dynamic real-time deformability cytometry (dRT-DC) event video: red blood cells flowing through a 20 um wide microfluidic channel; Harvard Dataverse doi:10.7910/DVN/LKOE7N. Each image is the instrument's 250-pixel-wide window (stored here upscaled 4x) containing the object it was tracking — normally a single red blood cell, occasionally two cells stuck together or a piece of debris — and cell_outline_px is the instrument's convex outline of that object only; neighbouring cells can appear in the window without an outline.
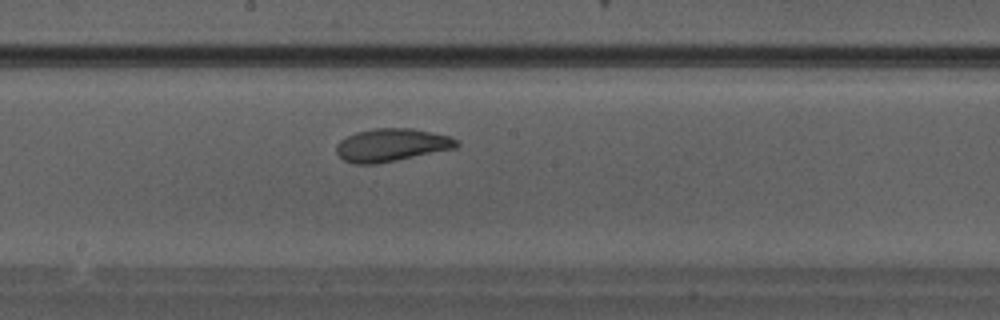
{"species": "Egyptian fruit bat (a non-hibernating species)", "species_latin": "Rousettus aegyptiacus", "temperature_condition": "warm", "stored_images_in_passage": 26, "camera_frame_rate_fps": 3000, "um_per_image_px": 0.085, "animal": {"sex": "male"}, "frame": {"image": 1, "passage_image": 12, "time_ms": 3.667, "image_size_px": [1000, 320], "cell_outline_px": [[460, 144], [456, 148], [376, 164], [352, 164], [344, 160], [336, 152], [336, 144], [340, 140], [356, 132], [376, 128], [412, 128], [448, 136], [460, 140]], "centroid_in_image_um": [33.28, 12.33], "position_along_channel_um": 214.9, "area_um2": 23.0}}